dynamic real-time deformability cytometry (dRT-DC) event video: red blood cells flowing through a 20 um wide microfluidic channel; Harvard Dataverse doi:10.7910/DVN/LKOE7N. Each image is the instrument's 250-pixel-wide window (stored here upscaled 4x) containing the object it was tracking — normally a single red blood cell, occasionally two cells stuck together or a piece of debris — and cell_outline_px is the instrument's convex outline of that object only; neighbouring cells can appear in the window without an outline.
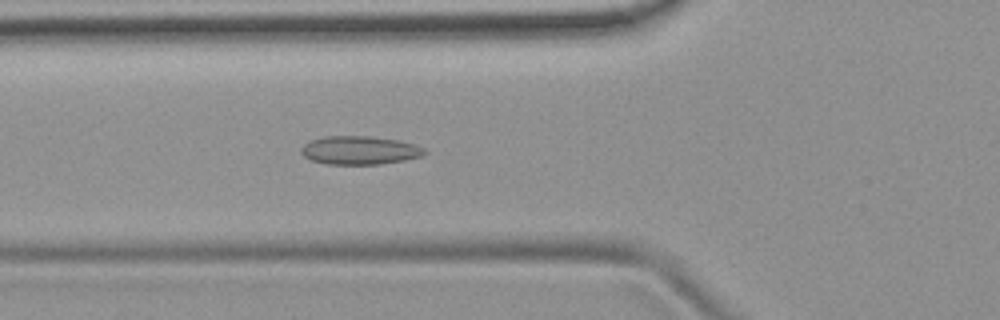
{"species": "common noctule bat (a hibernating species)", "species_latin": "Nyctalus noctula", "temperature_condition": "room temperature", "stored_images_in_passage": 41, "camera_frame_rate_fps": 3000, "um_per_image_px": 0.085, "animal": {"sex": "female", "body_mass_g": 19.9}, "frame": {"image": 1, "passage_image": 8, "time_ms": 2.333, "image_size_px": [1000, 320], "cell_outline_px": [[428, 152], [424, 156], [404, 160], [380, 164], [328, 164], [308, 160], [300, 152], [300, 148], [304, 144], [312, 140], [324, 136], [372, 136], [396, 140], [412, 144], [424, 148]], "centroid_in_image_um": [30.55, 12.78], "position_along_channel_um": 95.3, "area_um2": 20.52}}
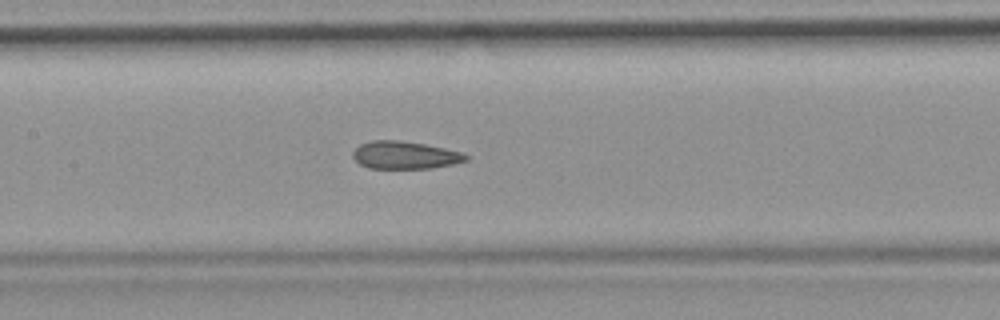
{"frame": {"image": 2, "passage_image": 14, "time_ms": 4.333, "image_size_px": [1000, 320], "cell_outline_px": [[468, 160], [452, 164], [432, 168], [368, 168], [360, 164], [352, 156], [352, 152], [360, 144], [372, 140], [400, 140], [424, 144], [464, 152], [468, 156]], "centroid_in_image_um": [34.42, 13.18], "position_along_channel_um": 173.0, "area_um2": 18.21}}
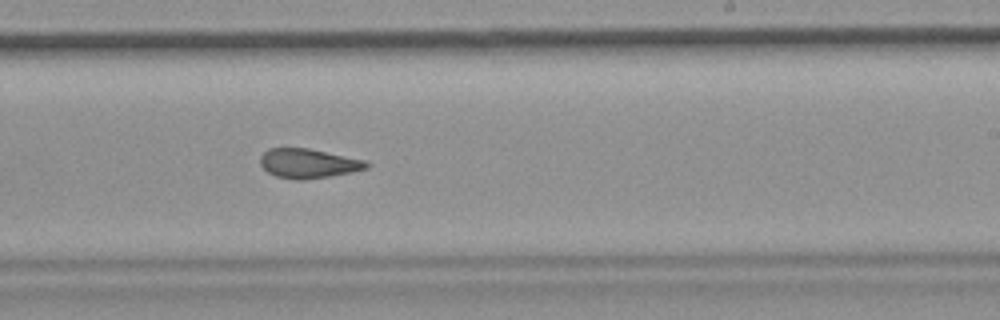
{"frame": {"image": 3, "passage_image": 21, "time_ms": 6.667, "image_size_px": [1000, 320], "cell_outline_px": [[372, 164], [368, 168], [352, 172], [304, 180], [296, 180], [276, 176], [268, 172], [260, 164], [260, 156], [268, 148], [308, 148], [364, 160]], "centroid_in_image_um": [26.2, 13.89], "position_along_channel_um": 262.8, "area_um2": 18.15}, "authors_computed_cell_mechanics": {"area_um2": 18.9584, "velocity_mm_per_s": 3.8716, "shape_relaxation_time_tau1_ms": null, "shape_relaxation_time_tau2_ms": 2.8857, "deformation_change_tau1": null, "deformation_change_tau2": 0.0951}}